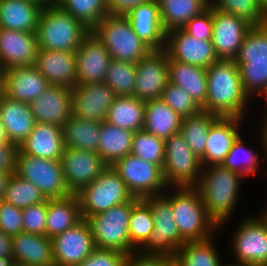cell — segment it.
Returning <instances> with one entry per match:
<instances>
[{
    "mask_svg": "<svg viewBox=\"0 0 267 266\" xmlns=\"http://www.w3.org/2000/svg\"><path fill=\"white\" fill-rule=\"evenodd\" d=\"M206 74L208 89L202 111L219 117L246 119L254 102L244 91L235 61L218 60L206 69Z\"/></svg>",
    "mask_w": 267,
    "mask_h": 266,
    "instance_id": "obj_1",
    "label": "cell"
},
{
    "mask_svg": "<svg viewBox=\"0 0 267 266\" xmlns=\"http://www.w3.org/2000/svg\"><path fill=\"white\" fill-rule=\"evenodd\" d=\"M243 179L246 178L222 164L201 168L200 179L195 188L202 197L208 216L219 230L230 221L237 209Z\"/></svg>",
    "mask_w": 267,
    "mask_h": 266,
    "instance_id": "obj_2",
    "label": "cell"
},
{
    "mask_svg": "<svg viewBox=\"0 0 267 266\" xmlns=\"http://www.w3.org/2000/svg\"><path fill=\"white\" fill-rule=\"evenodd\" d=\"M163 194L170 200L174 221L186 242L217 235L219 227L208 216L202 197L195 187H168Z\"/></svg>",
    "mask_w": 267,
    "mask_h": 266,
    "instance_id": "obj_3",
    "label": "cell"
},
{
    "mask_svg": "<svg viewBox=\"0 0 267 266\" xmlns=\"http://www.w3.org/2000/svg\"><path fill=\"white\" fill-rule=\"evenodd\" d=\"M90 31L58 4L45 6L36 30L38 49L75 52Z\"/></svg>",
    "mask_w": 267,
    "mask_h": 266,
    "instance_id": "obj_4",
    "label": "cell"
},
{
    "mask_svg": "<svg viewBox=\"0 0 267 266\" xmlns=\"http://www.w3.org/2000/svg\"><path fill=\"white\" fill-rule=\"evenodd\" d=\"M111 59L138 63L152 49L134 32L125 15L107 14L93 29Z\"/></svg>",
    "mask_w": 267,
    "mask_h": 266,
    "instance_id": "obj_5",
    "label": "cell"
},
{
    "mask_svg": "<svg viewBox=\"0 0 267 266\" xmlns=\"http://www.w3.org/2000/svg\"><path fill=\"white\" fill-rule=\"evenodd\" d=\"M139 200L140 198L133 197L126 203L86 219L92 231L95 247L116 249L127 255L138 252L130 242L129 224L132 207Z\"/></svg>",
    "mask_w": 267,
    "mask_h": 266,
    "instance_id": "obj_6",
    "label": "cell"
},
{
    "mask_svg": "<svg viewBox=\"0 0 267 266\" xmlns=\"http://www.w3.org/2000/svg\"><path fill=\"white\" fill-rule=\"evenodd\" d=\"M142 200L150 207L154 230L138 252L141 255L174 257L186 241L174 221L170 200L164 194L144 197Z\"/></svg>",
    "mask_w": 267,
    "mask_h": 266,
    "instance_id": "obj_7",
    "label": "cell"
},
{
    "mask_svg": "<svg viewBox=\"0 0 267 266\" xmlns=\"http://www.w3.org/2000/svg\"><path fill=\"white\" fill-rule=\"evenodd\" d=\"M76 195L84 219L126 203L134 197L112 166H107L92 183Z\"/></svg>",
    "mask_w": 267,
    "mask_h": 266,
    "instance_id": "obj_8",
    "label": "cell"
},
{
    "mask_svg": "<svg viewBox=\"0 0 267 266\" xmlns=\"http://www.w3.org/2000/svg\"><path fill=\"white\" fill-rule=\"evenodd\" d=\"M15 173L34 184L47 199L71 195L65 183L60 160L33 157L18 149Z\"/></svg>",
    "mask_w": 267,
    "mask_h": 266,
    "instance_id": "obj_9",
    "label": "cell"
},
{
    "mask_svg": "<svg viewBox=\"0 0 267 266\" xmlns=\"http://www.w3.org/2000/svg\"><path fill=\"white\" fill-rule=\"evenodd\" d=\"M201 161L180 133L165 140L163 176L168 187H195L201 175Z\"/></svg>",
    "mask_w": 267,
    "mask_h": 266,
    "instance_id": "obj_10",
    "label": "cell"
},
{
    "mask_svg": "<svg viewBox=\"0 0 267 266\" xmlns=\"http://www.w3.org/2000/svg\"><path fill=\"white\" fill-rule=\"evenodd\" d=\"M242 220V221H241ZM230 234L233 262L248 266L267 265V228L256 215L243 217Z\"/></svg>",
    "mask_w": 267,
    "mask_h": 266,
    "instance_id": "obj_11",
    "label": "cell"
},
{
    "mask_svg": "<svg viewBox=\"0 0 267 266\" xmlns=\"http://www.w3.org/2000/svg\"><path fill=\"white\" fill-rule=\"evenodd\" d=\"M112 167L125 182L129 192L137 198L163 194L168 185L163 176V170L155 164L128 154L118 159Z\"/></svg>",
    "mask_w": 267,
    "mask_h": 266,
    "instance_id": "obj_12",
    "label": "cell"
},
{
    "mask_svg": "<svg viewBox=\"0 0 267 266\" xmlns=\"http://www.w3.org/2000/svg\"><path fill=\"white\" fill-rule=\"evenodd\" d=\"M60 162L66 186L74 195L92 183L108 166L96 152L72 148H64Z\"/></svg>",
    "mask_w": 267,
    "mask_h": 266,
    "instance_id": "obj_13",
    "label": "cell"
},
{
    "mask_svg": "<svg viewBox=\"0 0 267 266\" xmlns=\"http://www.w3.org/2000/svg\"><path fill=\"white\" fill-rule=\"evenodd\" d=\"M55 266H77L96 248L86 219L52 239Z\"/></svg>",
    "mask_w": 267,
    "mask_h": 266,
    "instance_id": "obj_14",
    "label": "cell"
},
{
    "mask_svg": "<svg viewBox=\"0 0 267 266\" xmlns=\"http://www.w3.org/2000/svg\"><path fill=\"white\" fill-rule=\"evenodd\" d=\"M168 83V55L165 50H152L136 63L134 96L142 101L161 99Z\"/></svg>",
    "mask_w": 267,
    "mask_h": 266,
    "instance_id": "obj_15",
    "label": "cell"
},
{
    "mask_svg": "<svg viewBox=\"0 0 267 266\" xmlns=\"http://www.w3.org/2000/svg\"><path fill=\"white\" fill-rule=\"evenodd\" d=\"M115 98L114 91L105 82L76 84L72 88V115L103 122Z\"/></svg>",
    "mask_w": 267,
    "mask_h": 266,
    "instance_id": "obj_16",
    "label": "cell"
},
{
    "mask_svg": "<svg viewBox=\"0 0 267 266\" xmlns=\"http://www.w3.org/2000/svg\"><path fill=\"white\" fill-rule=\"evenodd\" d=\"M164 50L173 60L205 69L219 60L211 41H200L182 28L166 33Z\"/></svg>",
    "mask_w": 267,
    "mask_h": 266,
    "instance_id": "obj_17",
    "label": "cell"
},
{
    "mask_svg": "<svg viewBox=\"0 0 267 266\" xmlns=\"http://www.w3.org/2000/svg\"><path fill=\"white\" fill-rule=\"evenodd\" d=\"M213 30L211 42L219 60H235L242 42L252 27L244 20L212 6Z\"/></svg>",
    "mask_w": 267,
    "mask_h": 266,
    "instance_id": "obj_18",
    "label": "cell"
},
{
    "mask_svg": "<svg viewBox=\"0 0 267 266\" xmlns=\"http://www.w3.org/2000/svg\"><path fill=\"white\" fill-rule=\"evenodd\" d=\"M75 53L77 84L104 82L111 56L92 30Z\"/></svg>",
    "mask_w": 267,
    "mask_h": 266,
    "instance_id": "obj_19",
    "label": "cell"
},
{
    "mask_svg": "<svg viewBox=\"0 0 267 266\" xmlns=\"http://www.w3.org/2000/svg\"><path fill=\"white\" fill-rule=\"evenodd\" d=\"M50 86L46 78L34 65L13 67L2 71L1 92L8 98L24 102H33Z\"/></svg>",
    "mask_w": 267,
    "mask_h": 266,
    "instance_id": "obj_20",
    "label": "cell"
},
{
    "mask_svg": "<svg viewBox=\"0 0 267 266\" xmlns=\"http://www.w3.org/2000/svg\"><path fill=\"white\" fill-rule=\"evenodd\" d=\"M38 50L36 32L0 28V69L34 65Z\"/></svg>",
    "mask_w": 267,
    "mask_h": 266,
    "instance_id": "obj_21",
    "label": "cell"
},
{
    "mask_svg": "<svg viewBox=\"0 0 267 266\" xmlns=\"http://www.w3.org/2000/svg\"><path fill=\"white\" fill-rule=\"evenodd\" d=\"M30 108L36 122L62 127L72 116V89L50 85L30 103Z\"/></svg>",
    "mask_w": 267,
    "mask_h": 266,
    "instance_id": "obj_22",
    "label": "cell"
},
{
    "mask_svg": "<svg viewBox=\"0 0 267 266\" xmlns=\"http://www.w3.org/2000/svg\"><path fill=\"white\" fill-rule=\"evenodd\" d=\"M237 117H219L211 126L205 145L201 165H220L231 149L236 138L243 133V121Z\"/></svg>",
    "mask_w": 267,
    "mask_h": 266,
    "instance_id": "obj_23",
    "label": "cell"
},
{
    "mask_svg": "<svg viewBox=\"0 0 267 266\" xmlns=\"http://www.w3.org/2000/svg\"><path fill=\"white\" fill-rule=\"evenodd\" d=\"M136 35L152 50H164V31L158 0H150L132 8L125 14Z\"/></svg>",
    "mask_w": 267,
    "mask_h": 266,
    "instance_id": "obj_24",
    "label": "cell"
},
{
    "mask_svg": "<svg viewBox=\"0 0 267 266\" xmlns=\"http://www.w3.org/2000/svg\"><path fill=\"white\" fill-rule=\"evenodd\" d=\"M34 66L50 85L72 89L77 84L75 52L38 49Z\"/></svg>",
    "mask_w": 267,
    "mask_h": 266,
    "instance_id": "obj_25",
    "label": "cell"
},
{
    "mask_svg": "<svg viewBox=\"0 0 267 266\" xmlns=\"http://www.w3.org/2000/svg\"><path fill=\"white\" fill-rule=\"evenodd\" d=\"M0 121L10 143L20 146L33 130L36 121L30 104L8 98L0 93Z\"/></svg>",
    "mask_w": 267,
    "mask_h": 266,
    "instance_id": "obj_26",
    "label": "cell"
},
{
    "mask_svg": "<svg viewBox=\"0 0 267 266\" xmlns=\"http://www.w3.org/2000/svg\"><path fill=\"white\" fill-rule=\"evenodd\" d=\"M64 148L62 128L39 122L18 147L23 154L50 160H60Z\"/></svg>",
    "mask_w": 267,
    "mask_h": 266,
    "instance_id": "obj_27",
    "label": "cell"
},
{
    "mask_svg": "<svg viewBox=\"0 0 267 266\" xmlns=\"http://www.w3.org/2000/svg\"><path fill=\"white\" fill-rule=\"evenodd\" d=\"M12 257L31 266H55L52 240L46 235L22 232L12 236Z\"/></svg>",
    "mask_w": 267,
    "mask_h": 266,
    "instance_id": "obj_28",
    "label": "cell"
},
{
    "mask_svg": "<svg viewBox=\"0 0 267 266\" xmlns=\"http://www.w3.org/2000/svg\"><path fill=\"white\" fill-rule=\"evenodd\" d=\"M168 82L183 88L201 109L205 106L208 89L205 68L181 63L168 56Z\"/></svg>",
    "mask_w": 267,
    "mask_h": 266,
    "instance_id": "obj_29",
    "label": "cell"
},
{
    "mask_svg": "<svg viewBox=\"0 0 267 266\" xmlns=\"http://www.w3.org/2000/svg\"><path fill=\"white\" fill-rule=\"evenodd\" d=\"M42 8L30 0H0V28L36 32Z\"/></svg>",
    "mask_w": 267,
    "mask_h": 266,
    "instance_id": "obj_30",
    "label": "cell"
},
{
    "mask_svg": "<svg viewBox=\"0 0 267 266\" xmlns=\"http://www.w3.org/2000/svg\"><path fill=\"white\" fill-rule=\"evenodd\" d=\"M83 219L77 195L47 199L46 236L53 238Z\"/></svg>",
    "mask_w": 267,
    "mask_h": 266,
    "instance_id": "obj_31",
    "label": "cell"
},
{
    "mask_svg": "<svg viewBox=\"0 0 267 266\" xmlns=\"http://www.w3.org/2000/svg\"><path fill=\"white\" fill-rule=\"evenodd\" d=\"M182 119L162 98L149 100L145 104L143 129L165 141L180 132Z\"/></svg>",
    "mask_w": 267,
    "mask_h": 266,
    "instance_id": "obj_32",
    "label": "cell"
},
{
    "mask_svg": "<svg viewBox=\"0 0 267 266\" xmlns=\"http://www.w3.org/2000/svg\"><path fill=\"white\" fill-rule=\"evenodd\" d=\"M134 132L101 122L97 154L112 166L118 159L131 154Z\"/></svg>",
    "mask_w": 267,
    "mask_h": 266,
    "instance_id": "obj_33",
    "label": "cell"
},
{
    "mask_svg": "<svg viewBox=\"0 0 267 266\" xmlns=\"http://www.w3.org/2000/svg\"><path fill=\"white\" fill-rule=\"evenodd\" d=\"M145 104L135 96H116L105 121L132 132L141 130L144 126Z\"/></svg>",
    "mask_w": 267,
    "mask_h": 266,
    "instance_id": "obj_34",
    "label": "cell"
},
{
    "mask_svg": "<svg viewBox=\"0 0 267 266\" xmlns=\"http://www.w3.org/2000/svg\"><path fill=\"white\" fill-rule=\"evenodd\" d=\"M164 31L183 28L210 5V0H158Z\"/></svg>",
    "mask_w": 267,
    "mask_h": 266,
    "instance_id": "obj_35",
    "label": "cell"
},
{
    "mask_svg": "<svg viewBox=\"0 0 267 266\" xmlns=\"http://www.w3.org/2000/svg\"><path fill=\"white\" fill-rule=\"evenodd\" d=\"M101 122L71 116L61 127L65 148L97 153Z\"/></svg>",
    "mask_w": 267,
    "mask_h": 266,
    "instance_id": "obj_36",
    "label": "cell"
},
{
    "mask_svg": "<svg viewBox=\"0 0 267 266\" xmlns=\"http://www.w3.org/2000/svg\"><path fill=\"white\" fill-rule=\"evenodd\" d=\"M214 238L215 235L205 240L185 242L174 256L176 266H221L223 259Z\"/></svg>",
    "mask_w": 267,
    "mask_h": 266,
    "instance_id": "obj_37",
    "label": "cell"
},
{
    "mask_svg": "<svg viewBox=\"0 0 267 266\" xmlns=\"http://www.w3.org/2000/svg\"><path fill=\"white\" fill-rule=\"evenodd\" d=\"M244 136L248 137L247 134L241 133L236 138L222 165L229 170L240 173L245 178H250L257 174V170L259 171L262 164L260 162L265 161V159L264 155L255 151V147H253L254 150L248 147L246 144L248 142L245 141Z\"/></svg>",
    "mask_w": 267,
    "mask_h": 266,
    "instance_id": "obj_38",
    "label": "cell"
},
{
    "mask_svg": "<svg viewBox=\"0 0 267 266\" xmlns=\"http://www.w3.org/2000/svg\"><path fill=\"white\" fill-rule=\"evenodd\" d=\"M218 118L217 115L201 110L193 116L184 117L181 121L179 133L200 160L204 157L210 126Z\"/></svg>",
    "mask_w": 267,
    "mask_h": 266,
    "instance_id": "obj_39",
    "label": "cell"
},
{
    "mask_svg": "<svg viewBox=\"0 0 267 266\" xmlns=\"http://www.w3.org/2000/svg\"><path fill=\"white\" fill-rule=\"evenodd\" d=\"M56 4L90 30L109 14L106 0H56Z\"/></svg>",
    "mask_w": 267,
    "mask_h": 266,
    "instance_id": "obj_40",
    "label": "cell"
},
{
    "mask_svg": "<svg viewBox=\"0 0 267 266\" xmlns=\"http://www.w3.org/2000/svg\"><path fill=\"white\" fill-rule=\"evenodd\" d=\"M46 200L47 198L34 184L24 180L16 173L10 177L3 197V201L20 209Z\"/></svg>",
    "mask_w": 267,
    "mask_h": 266,
    "instance_id": "obj_41",
    "label": "cell"
},
{
    "mask_svg": "<svg viewBox=\"0 0 267 266\" xmlns=\"http://www.w3.org/2000/svg\"><path fill=\"white\" fill-rule=\"evenodd\" d=\"M136 64L111 59L104 82L116 96H134Z\"/></svg>",
    "mask_w": 267,
    "mask_h": 266,
    "instance_id": "obj_42",
    "label": "cell"
},
{
    "mask_svg": "<svg viewBox=\"0 0 267 266\" xmlns=\"http://www.w3.org/2000/svg\"><path fill=\"white\" fill-rule=\"evenodd\" d=\"M154 230L153 215L150 207L140 199L131 211L129 237L131 245L139 251Z\"/></svg>",
    "mask_w": 267,
    "mask_h": 266,
    "instance_id": "obj_43",
    "label": "cell"
},
{
    "mask_svg": "<svg viewBox=\"0 0 267 266\" xmlns=\"http://www.w3.org/2000/svg\"><path fill=\"white\" fill-rule=\"evenodd\" d=\"M131 154L162 169L165 160V141L144 129L138 130L133 135Z\"/></svg>",
    "mask_w": 267,
    "mask_h": 266,
    "instance_id": "obj_44",
    "label": "cell"
},
{
    "mask_svg": "<svg viewBox=\"0 0 267 266\" xmlns=\"http://www.w3.org/2000/svg\"><path fill=\"white\" fill-rule=\"evenodd\" d=\"M235 63L267 61V23L252 26L240 47Z\"/></svg>",
    "mask_w": 267,
    "mask_h": 266,
    "instance_id": "obj_45",
    "label": "cell"
},
{
    "mask_svg": "<svg viewBox=\"0 0 267 266\" xmlns=\"http://www.w3.org/2000/svg\"><path fill=\"white\" fill-rule=\"evenodd\" d=\"M210 4L219 11L239 17L251 26L267 23L259 0H210Z\"/></svg>",
    "mask_w": 267,
    "mask_h": 266,
    "instance_id": "obj_46",
    "label": "cell"
},
{
    "mask_svg": "<svg viewBox=\"0 0 267 266\" xmlns=\"http://www.w3.org/2000/svg\"><path fill=\"white\" fill-rule=\"evenodd\" d=\"M236 64L245 93L252 101L261 98L267 92V61Z\"/></svg>",
    "mask_w": 267,
    "mask_h": 266,
    "instance_id": "obj_47",
    "label": "cell"
},
{
    "mask_svg": "<svg viewBox=\"0 0 267 266\" xmlns=\"http://www.w3.org/2000/svg\"><path fill=\"white\" fill-rule=\"evenodd\" d=\"M162 100L182 118L193 116L202 110L183 88L171 82L166 84Z\"/></svg>",
    "mask_w": 267,
    "mask_h": 266,
    "instance_id": "obj_48",
    "label": "cell"
},
{
    "mask_svg": "<svg viewBox=\"0 0 267 266\" xmlns=\"http://www.w3.org/2000/svg\"><path fill=\"white\" fill-rule=\"evenodd\" d=\"M47 200L22 209L23 232L46 235Z\"/></svg>",
    "mask_w": 267,
    "mask_h": 266,
    "instance_id": "obj_49",
    "label": "cell"
},
{
    "mask_svg": "<svg viewBox=\"0 0 267 266\" xmlns=\"http://www.w3.org/2000/svg\"><path fill=\"white\" fill-rule=\"evenodd\" d=\"M0 230L11 237L22 233V209L0 200Z\"/></svg>",
    "mask_w": 267,
    "mask_h": 266,
    "instance_id": "obj_50",
    "label": "cell"
},
{
    "mask_svg": "<svg viewBox=\"0 0 267 266\" xmlns=\"http://www.w3.org/2000/svg\"><path fill=\"white\" fill-rule=\"evenodd\" d=\"M127 254L116 249L95 248L77 266H124Z\"/></svg>",
    "mask_w": 267,
    "mask_h": 266,
    "instance_id": "obj_51",
    "label": "cell"
},
{
    "mask_svg": "<svg viewBox=\"0 0 267 266\" xmlns=\"http://www.w3.org/2000/svg\"><path fill=\"white\" fill-rule=\"evenodd\" d=\"M182 29L200 41H211L213 30L212 5L210 4L206 10L193 17Z\"/></svg>",
    "mask_w": 267,
    "mask_h": 266,
    "instance_id": "obj_52",
    "label": "cell"
},
{
    "mask_svg": "<svg viewBox=\"0 0 267 266\" xmlns=\"http://www.w3.org/2000/svg\"><path fill=\"white\" fill-rule=\"evenodd\" d=\"M124 266H176L173 256L141 255L139 252L127 256Z\"/></svg>",
    "mask_w": 267,
    "mask_h": 266,
    "instance_id": "obj_53",
    "label": "cell"
},
{
    "mask_svg": "<svg viewBox=\"0 0 267 266\" xmlns=\"http://www.w3.org/2000/svg\"><path fill=\"white\" fill-rule=\"evenodd\" d=\"M18 146L13 143L0 144V171L12 172L16 170V155Z\"/></svg>",
    "mask_w": 267,
    "mask_h": 266,
    "instance_id": "obj_54",
    "label": "cell"
},
{
    "mask_svg": "<svg viewBox=\"0 0 267 266\" xmlns=\"http://www.w3.org/2000/svg\"><path fill=\"white\" fill-rule=\"evenodd\" d=\"M150 0H106L107 11L111 15H125L132 8Z\"/></svg>",
    "mask_w": 267,
    "mask_h": 266,
    "instance_id": "obj_55",
    "label": "cell"
},
{
    "mask_svg": "<svg viewBox=\"0 0 267 266\" xmlns=\"http://www.w3.org/2000/svg\"><path fill=\"white\" fill-rule=\"evenodd\" d=\"M12 256V237L0 230V257Z\"/></svg>",
    "mask_w": 267,
    "mask_h": 266,
    "instance_id": "obj_56",
    "label": "cell"
},
{
    "mask_svg": "<svg viewBox=\"0 0 267 266\" xmlns=\"http://www.w3.org/2000/svg\"><path fill=\"white\" fill-rule=\"evenodd\" d=\"M260 123H262V125L261 129L258 130L260 131L258 135V138H260L258 140H260L259 144L261 145L259 149L261 150L260 152L264 155V158H267V121H261Z\"/></svg>",
    "mask_w": 267,
    "mask_h": 266,
    "instance_id": "obj_57",
    "label": "cell"
},
{
    "mask_svg": "<svg viewBox=\"0 0 267 266\" xmlns=\"http://www.w3.org/2000/svg\"><path fill=\"white\" fill-rule=\"evenodd\" d=\"M12 172H1L0 171V200H3L4 193L7 187V183L12 176Z\"/></svg>",
    "mask_w": 267,
    "mask_h": 266,
    "instance_id": "obj_58",
    "label": "cell"
},
{
    "mask_svg": "<svg viewBox=\"0 0 267 266\" xmlns=\"http://www.w3.org/2000/svg\"><path fill=\"white\" fill-rule=\"evenodd\" d=\"M9 139L7 137V134L5 132V128L2 124V122L0 121V144H9Z\"/></svg>",
    "mask_w": 267,
    "mask_h": 266,
    "instance_id": "obj_59",
    "label": "cell"
},
{
    "mask_svg": "<svg viewBox=\"0 0 267 266\" xmlns=\"http://www.w3.org/2000/svg\"><path fill=\"white\" fill-rule=\"evenodd\" d=\"M14 262L12 256L0 257V266H12Z\"/></svg>",
    "mask_w": 267,
    "mask_h": 266,
    "instance_id": "obj_60",
    "label": "cell"
},
{
    "mask_svg": "<svg viewBox=\"0 0 267 266\" xmlns=\"http://www.w3.org/2000/svg\"><path fill=\"white\" fill-rule=\"evenodd\" d=\"M264 211L260 212L258 215L256 214V216L260 219V221L266 226L267 228V204L266 206H264L263 208Z\"/></svg>",
    "mask_w": 267,
    "mask_h": 266,
    "instance_id": "obj_61",
    "label": "cell"
},
{
    "mask_svg": "<svg viewBox=\"0 0 267 266\" xmlns=\"http://www.w3.org/2000/svg\"><path fill=\"white\" fill-rule=\"evenodd\" d=\"M30 1H33V2L41 5L42 7L56 4V0H30Z\"/></svg>",
    "mask_w": 267,
    "mask_h": 266,
    "instance_id": "obj_62",
    "label": "cell"
},
{
    "mask_svg": "<svg viewBox=\"0 0 267 266\" xmlns=\"http://www.w3.org/2000/svg\"><path fill=\"white\" fill-rule=\"evenodd\" d=\"M259 3L264 16L267 18V0H259Z\"/></svg>",
    "mask_w": 267,
    "mask_h": 266,
    "instance_id": "obj_63",
    "label": "cell"
},
{
    "mask_svg": "<svg viewBox=\"0 0 267 266\" xmlns=\"http://www.w3.org/2000/svg\"><path fill=\"white\" fill-rule=\"evenodd\" d=\"M262 98V100H263V102H266V104H265V106L267 105V92L261 97ZM267 107V106H266ZM266 109V111H263V112H265V113H260V114H264V115H262V117L264 118H261L262 119V121H267V108H265Z\"/></svg>",
    "mask_w": 267,
    "mask_h": 266,
    "instance_id": "obj_64",
    "label": "cell"
},
{
    "mask_svg": "<svg viewBox=\"0 0 267 266\" xmlns=\"http://www.w3.org/2000/svg\"><path fill=\"white\" fill-rule=\"evenodd\" d=\"M221 266H248V265L229 261V263L223 262Z\"/></svg>",
    "mask_w": 267,
    "mask_h": 266,
    "instance_id": "obj_65",
    "label": "cell"
},
{
    "mask_svg": "<svg viewBox=\"0 0 267 266\" xmlns=\"http://www.w3.org/2000/svg\"><path fill=\"white\" fill-rule=\"evenodd\" d=\"M12 266H31V265H27V264H22V263L14 262V263L12 264Z\"/></svg>",
    "mask_w": 267,
    "mask_h": 266,
    "instance_id": "obj_66",
    "label": "cell"
},
{
    "mask_svg": "<svg viewBox=\"0 0 267 266\" xmlns=\"http://www.w3.org/2000/svg\"><path fill=\"white\" fill-rule=\"evenodd\" d=\"M1 88H2V71L0 69V93H1Z\"/></svg>",
    "mask_w": 267,
    "mask_h": 266,
    "instance_id": "obj_67",
    "label": "cell"
}]
</instances>
